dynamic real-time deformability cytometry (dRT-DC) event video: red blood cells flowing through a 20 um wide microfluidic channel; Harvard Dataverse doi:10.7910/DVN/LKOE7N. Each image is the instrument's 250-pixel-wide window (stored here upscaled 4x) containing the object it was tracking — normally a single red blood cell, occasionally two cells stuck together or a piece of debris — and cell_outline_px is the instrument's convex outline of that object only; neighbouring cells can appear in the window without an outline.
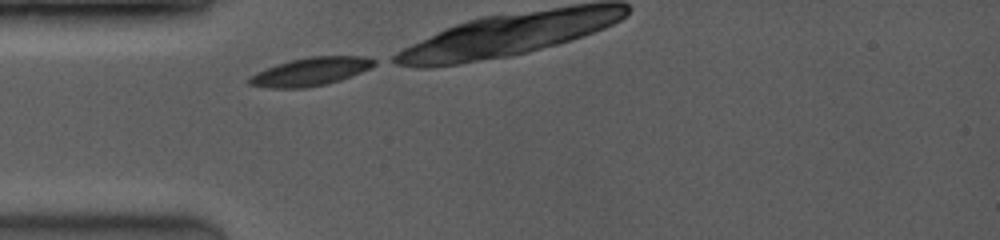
{"species": "common noctule bat (a hibernating species)", "species_latin": "Nyctalus noctula", "temperature_condition": "room temperature", "stored_images_in_passage": 6, "camera_frame_rate_fps": 3500, "um_per_image_px": 0.085, "animal": {"sex": "female", "body_mass_g": 19.0, "forearm_length_mm": 53.3}, "frame": {"image": 1, "passage_image": 1, "time_ms": 0.0, "image_size_px": [1000, 240], "cell_outline_px": [[376, 64], [360, 72], [340, 80], [324, 84], [304, 88], [268, 88], [248, 84], [248, 76], [256, 72], [276, 64], [308, 56], [368, 56], [376, 60]], "centroid_in_image_um": [26.36, 6.08], "position_along_channel_um": 58.6, "area_um2": 20.46}}